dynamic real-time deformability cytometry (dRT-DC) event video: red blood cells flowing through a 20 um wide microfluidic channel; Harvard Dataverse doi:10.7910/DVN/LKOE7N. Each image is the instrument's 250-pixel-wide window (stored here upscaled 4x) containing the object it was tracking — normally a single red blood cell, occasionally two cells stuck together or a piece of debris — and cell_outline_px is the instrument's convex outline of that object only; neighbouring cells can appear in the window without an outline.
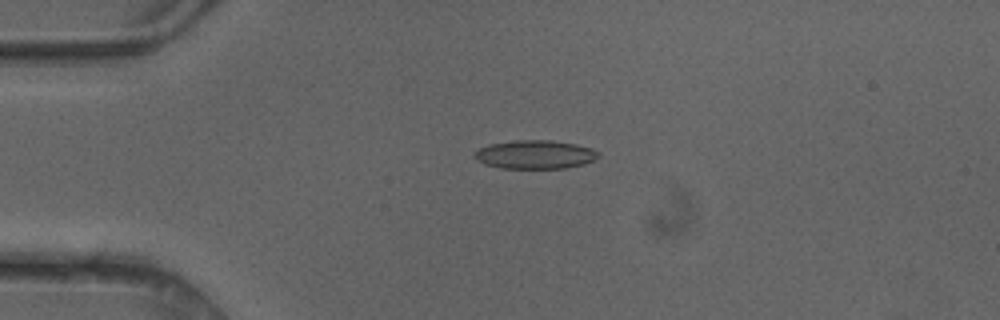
{"species": "common noctule bat (a hibernating species)", "species_latin": "Nyctalus noctula", "temperature_condition": "cold", "stored_images_in_passage": 5, "camera_frame_rate_fps": 3000, "um_per_image_px": 0.085, "animal": {"sex": "female"}, "frame": {"image": 1, "passage_image": 4, "time_ms": 1.0, "image_size_px": [1000, 320], "cell_outline_px": [[600, 156], [584, 164], [564, 168], [500, 168], [484, 164], [476, 160], [472, 156], [480, 148], [488, 144], [516, 140], [552, 140], [576, 144], [592, 148], [600, 152]], "centroid_in_image_um": [45.48, 13.13], "position_along_channel_um": 39.5, "area_um2": 20.75}}